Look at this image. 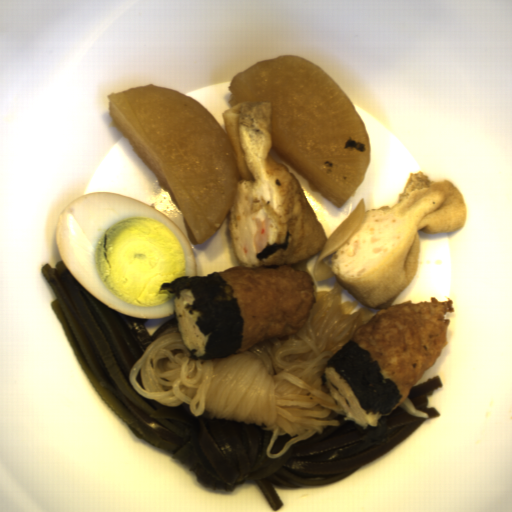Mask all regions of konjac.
I'll list each match as a JSON object with an SVG mask.
<instances>
[{
    "instance_id": "konjac-1",
    "label": "konjac",
    "mask_w": 512,
    "mask_h": 512,
    "mask_svg": "<svg viewBox=\"0 0 512 512\" xmlns=\"http://www.w3.org/2000/svg\"><path fill=\"white\" fill-rule=\"evenodd\" d=\"M343 288L314 292L316 303L301 331L261 341L219 359H192L178 326L158 334L133 363L128 379L143 397L167 407L189 405L193 416L255 423L272 431L266 456L278 458L299 441L338 426L345 408L322 383L328 360L376 314L358 300L342 301ZM292 437L269 454L278 435Z\"/></svg>"
},
{
    "instance_id": "konjac-2",
    "label": "konjac",
    "mask_w": 512,
    "mask_h": 512,
    "mask_svg": "<svg viewBox=\"0 0 512 512\" xmlns=\"http://www.w3.org/2000/svg\"><path fill=\"white\" fill-rule=\"evenodd\" d=\"M398 407L419 419H428L430 417L428 413L416 409L409 396H407L406 399L400 405H398Z\"/></svg>"
}]
</instances>
